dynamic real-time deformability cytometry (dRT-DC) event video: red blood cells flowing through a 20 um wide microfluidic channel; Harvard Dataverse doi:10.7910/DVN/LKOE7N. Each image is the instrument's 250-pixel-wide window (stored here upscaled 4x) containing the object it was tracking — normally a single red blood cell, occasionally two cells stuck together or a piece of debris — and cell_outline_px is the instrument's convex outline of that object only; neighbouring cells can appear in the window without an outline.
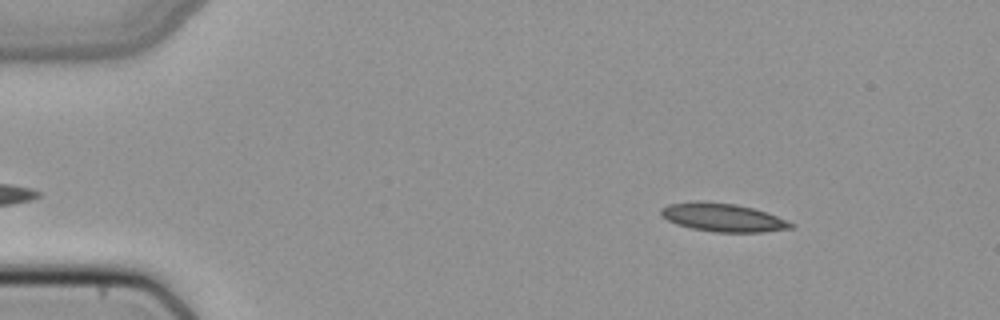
{"species": "common noctule bat (a hibernating species)", "species_latin": "Nyctalus noctula", "temperature_condition": "cold", "stored_images_in_passage": 47, "camera_frame_rate_fps": 3000, "um_per_image_px": 0.085, "animal": {"sex": "female", "body_mass_g": 22.7, "forearm_length_mm": 54.2}, "frame": {"image": 1, "passage_image": 4, "time_ms": 1.0, "image_size_px": [1000, 320], "cell_outline_px": [[796, 224], [792, 228], [764, 232], [716, 232], [692, 228], [676, 224], [660, 216], [660, 208], [668, 204], [692, 200], [700, 200], [736, 204], [768, 212]], "centroid_in_image_um": [61.42, 18.47], "position_along_channel_um": 23.6, "area_um2": 21.73}}
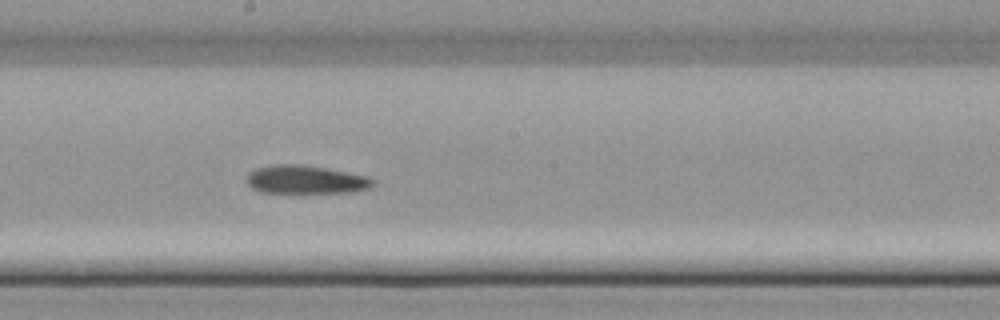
{"frame": {"image": 2, "passage_image": 25, "time_ms": 8.0, "image_size_px": [1000, 320], "cell_outline_px": [[376, 184], [368, 188], [352, 192], [260, 192], [252, 188], [244, 180], [244, 176], [248, 172], [256, 168], [272, 164], [300, 164], [324, 168], [368, 176], [376, 180]], "centroid_in_image_um": [25.94, 15.26], "position_along_channel_um": 222.3, "area_um2": 20.98}}
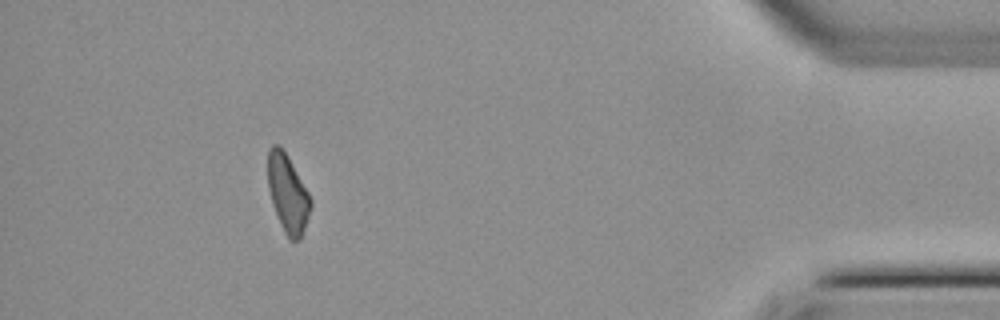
{"frame": {"image": 3, "passage_image": 43, "time_ms": 14.0, "image_size_px": [1000, 320], "cell_outline_px": [[312, 208], [300, 240], [288, 240], [280, 224], [272, 204], [268, 188], [268, 148], [272, 144], [280, 144], [288, 156], [308, 192], [312, 200]], "centroid_in_image_um": [24.46, 16.45], "position_along_channel_um": 410.7, "area_um2": 19.65}}